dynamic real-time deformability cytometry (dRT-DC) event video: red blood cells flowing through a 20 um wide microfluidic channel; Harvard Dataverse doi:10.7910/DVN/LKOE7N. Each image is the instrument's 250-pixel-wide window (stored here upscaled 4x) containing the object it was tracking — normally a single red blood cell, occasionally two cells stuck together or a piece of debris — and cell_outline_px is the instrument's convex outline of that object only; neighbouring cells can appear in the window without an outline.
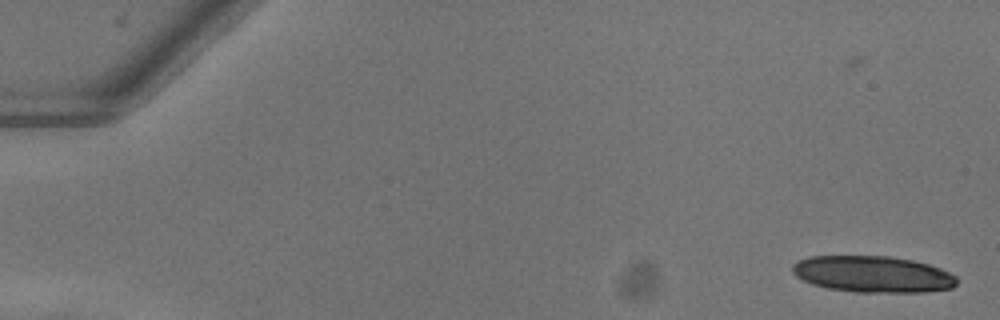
{"species": "common noctule bat (a hibernating species)", "species_latin": "Nyctalus noctula", "temperature_condition": "warm", "stored_images_in_passage": 16, "camera_frame_rate_fps": 3000, "um_per_image_px": 0.085, "animal": {"sex": "female"}, "frame": {"image": 1, "passage_image": 1, "time_ms": 0.0, "image_size_px": [1000, 320], "cell_outline_px": [[956, 284], [952, 288], [924, 292], [856, 292], [828, 288], [812, 284], [796, 276], [792, 272], [792, 264], [808, 256], [888, 256], [912, 260], [928, 264], [940, 268], [956, 276]], "centroid_in_image_um": [74.18, 23.3], "position_along_channel_um": 10.8, "area_um2": 34.85}}